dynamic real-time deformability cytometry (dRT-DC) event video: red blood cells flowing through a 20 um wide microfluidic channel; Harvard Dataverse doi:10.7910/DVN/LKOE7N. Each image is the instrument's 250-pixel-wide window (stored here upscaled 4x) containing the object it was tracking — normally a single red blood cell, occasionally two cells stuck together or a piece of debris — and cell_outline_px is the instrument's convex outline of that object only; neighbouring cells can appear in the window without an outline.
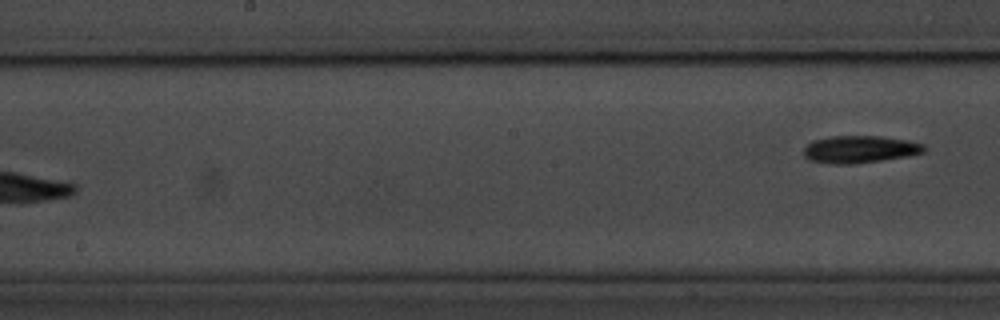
{"species": "common noctule bat (a hibernating species)", "species_latin": "Nyctalus noctula", "temperature_condition": "room temperature", "stored_images_in_passage": 5, "segment_of_instrument_passage": [2, 2], "camera_frame_rate_fps": 3000, "um_per_image_px": 0.085, "animal": {"sex": "male", "body_mass_g": 20.1, "forearm_length_mm": 53.5}, "frame": {"image": 1, "passage_image": 5, "time_ms": 5.0, "image_size_px": [1000, 320], "cell_outline_px": [[928, 148], [924, 152], [908, 156], [852, 164], [836, 164], [812, 160], [804, 156], [804, 148], [812, 140], [828, 136], [880, 136], [904, 140], [924, 144]], "centroid_in_image_um": [73.09, 12.68], "position_along_channel_um": 175.1, "area_um2": 19.02}}